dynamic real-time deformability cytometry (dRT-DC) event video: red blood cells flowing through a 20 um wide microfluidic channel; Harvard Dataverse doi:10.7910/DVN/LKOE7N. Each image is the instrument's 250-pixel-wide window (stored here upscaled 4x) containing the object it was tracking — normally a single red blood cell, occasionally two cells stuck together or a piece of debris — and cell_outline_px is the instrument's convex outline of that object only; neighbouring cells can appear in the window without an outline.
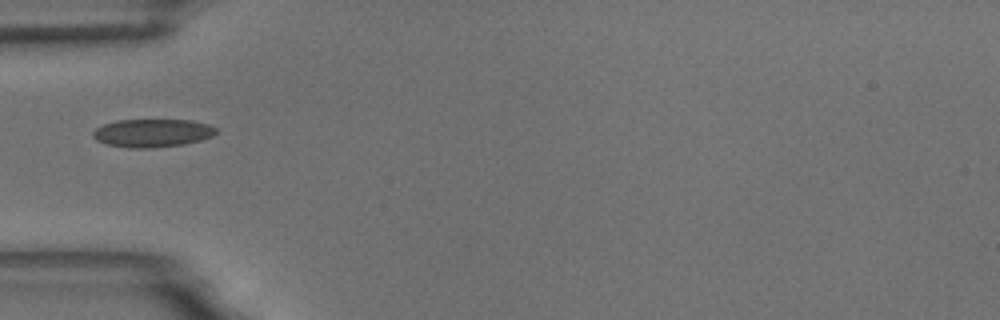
{"species": "common noctule bat (a hibernating species)", "species_latin": "Nyctalus noctula", "temperature_condition": "room temperature", "stored_images_in_passage": 3, "camera_frame_rate_fps": 3000, "um_per_image_px": 0.085, "animal": {"sex": "male", "body_mass_g": 18.8}, "frame": {"image": 1, "passage_image": 1, "time_ms": 0.0, "image_size_px": [1000, 320], "cell_outline_px": [[220, 128], [212, 136], [200, 140], [184, 144], [152, 148], [128, 148], [108, 144], [96, 140], [92, 136], [92, 132], [96, 128], [104, 124], [116, 120], [192, 120], [208, 124]], "centroid_in_image_um": [12.97, 11.3], "position_along_channel_um": 72.0, "area_um2": 20.29}}